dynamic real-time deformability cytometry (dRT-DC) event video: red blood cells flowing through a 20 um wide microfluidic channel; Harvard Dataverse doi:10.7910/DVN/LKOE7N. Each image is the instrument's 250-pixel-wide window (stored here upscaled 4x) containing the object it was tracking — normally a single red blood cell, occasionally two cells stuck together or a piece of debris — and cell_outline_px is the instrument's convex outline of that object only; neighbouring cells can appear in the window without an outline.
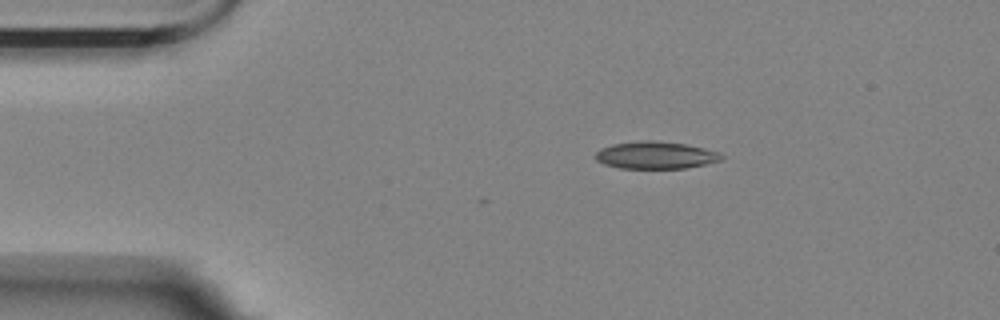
{"species": "Egyptian fruit bat (a non-hibernating species)", "species_latin": "Rousettus aegyptiacus", "temperature_condition": "room temperature", "stored_images_in_passage": 4, "camera_frame_rate_fps": 3000, "um_per_image_px": 0.085, "animal": {"sex": "female"}, "frame": {"image": 1, "passage_image": 2, "time_ms": 1.0, "image_size_px": [1000, 320], "cell_outline_px": [[724, 156], [720, 160], [688, 168], [620, 168], [604, 164], [596, 160], [596, 152], [600, 148], [612, 144], [644, 140], [652, 140], [688, 144], [720, 152]], "centroid_in_image_um": [55.73, 13.18], "position_along_channel_um": 29.3, "area_um2": 20.06}}
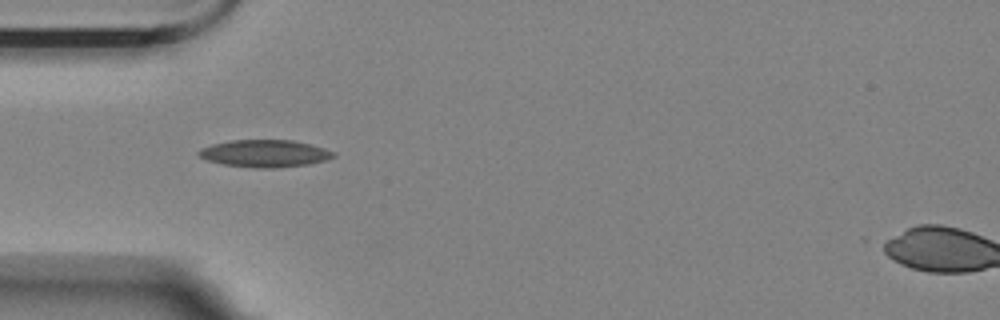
{"frame": {"image": 2, "passage_image": 4, "time_ms": 3.333, "image_size_px": [1000, 320], "cell_outline_px": [[336, 156], [324, 160], [308, 164], [276, 168], [256, 168], [220, 164], [208, 160], [200, 156], [196, 152], [200, 148], [212, 144], [232, 140], [292, 140], [312, 144], [336, 152]], "centroid_in_image_um": [22.5, 13.04], "position_along_channel_um": 62.5, "area_um2": 21.5}}